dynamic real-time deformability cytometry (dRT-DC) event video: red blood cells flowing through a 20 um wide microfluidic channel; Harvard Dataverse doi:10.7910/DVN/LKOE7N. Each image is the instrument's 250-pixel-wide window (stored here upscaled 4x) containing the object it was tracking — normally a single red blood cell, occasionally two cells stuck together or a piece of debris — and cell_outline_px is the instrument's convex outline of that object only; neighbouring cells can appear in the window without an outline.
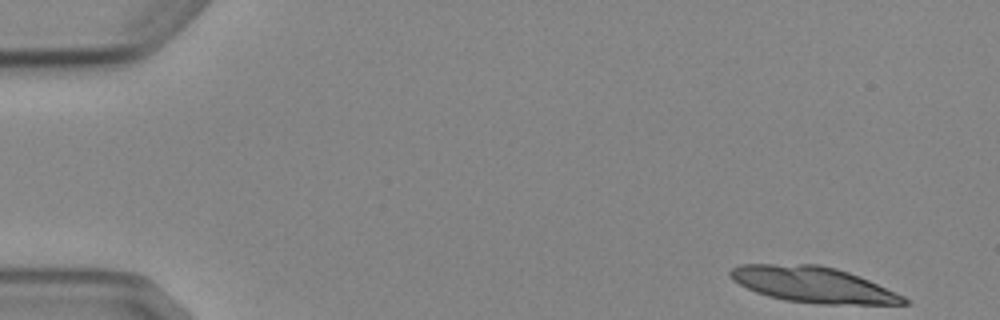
{"species": "Egyptian fruit bat (a non-hibernating species)", "species_latin": "Rousettus aegyptiacus", "temperature_condition": "cold", "stored_images_in_passage": 7, "camera_frame_rate_fps": 3000, "um_per_image_px": 0.085, "animal": {"sex": "female"}, "frame": {"image": 1, "passage_image": 1, "time_ms": 0.0, "image_size_px": [1000, 320], "cell_outline_px": [[912, 304], [820, 304], [784, 300], [768, 296], [756, 292], [732, 280], [728, 276], [728, 272], [732, 268], [740, 264], [820, 264], [836, 268], [860, 276], [904, 296], [912, 300]], "centroid_in_image_um": [69.13, 24.19], "position_along_channel_um": 15.9, "area_um2": 36.36}}
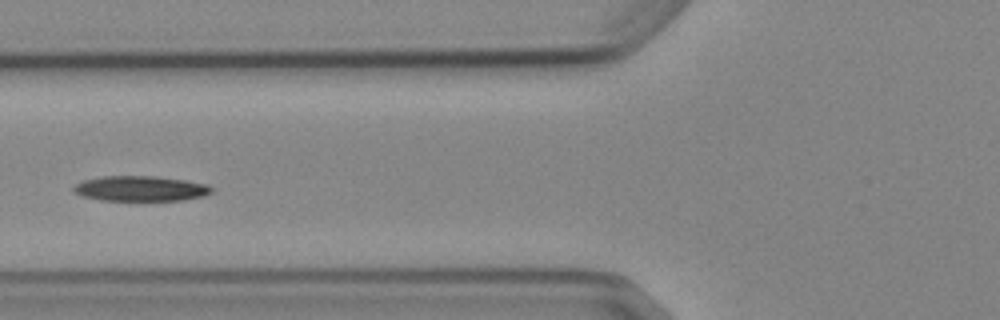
{"frame": {"image": 2, "passage_image": 6, "time_ms": 6.0, "image_size_px": [1000, 320], "cell_outline_px": [[212, 192], [204, 196], [184, 200], [100, 200], [84, 196], [72, 192], [72, 188], [76, 184], [84, 180], [100, 176], [152, 176], [184, 180], [208, 184], [212, 188]], "centroid_in_image_um": [11.94, 16.02], "position_along_channel_um": 113.9, "area_um2": 20.23}}
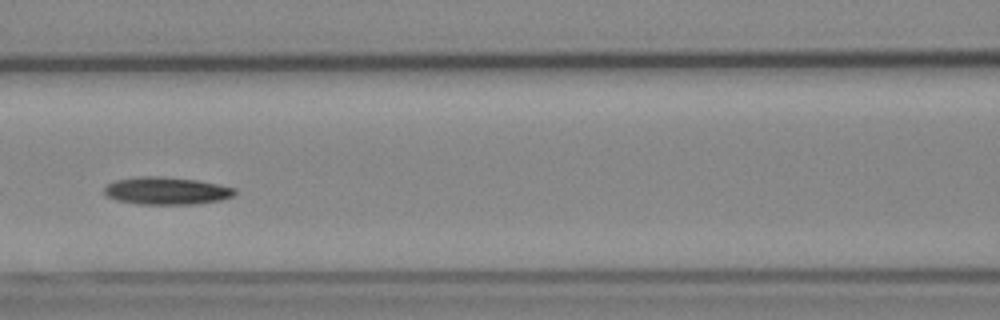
{"frame": {"image": 3, "passage_image": 7, "time_ms": 7.0, "image_size_px": [1000, 320], "cell_outline_px": [[236, 192], [232, 196], [220, 200], [196, 204], [136, 204], [116, 200], [108, 196], [104, 192], [104, 188], [108, 184], [116, 180], [140, 176], [164, 176], [196, 180], [236, 188]], "centroid_in_image_um": [14.14, 16.22], "position_along_channel_um": 152.5, "area_um2": 20.87}}